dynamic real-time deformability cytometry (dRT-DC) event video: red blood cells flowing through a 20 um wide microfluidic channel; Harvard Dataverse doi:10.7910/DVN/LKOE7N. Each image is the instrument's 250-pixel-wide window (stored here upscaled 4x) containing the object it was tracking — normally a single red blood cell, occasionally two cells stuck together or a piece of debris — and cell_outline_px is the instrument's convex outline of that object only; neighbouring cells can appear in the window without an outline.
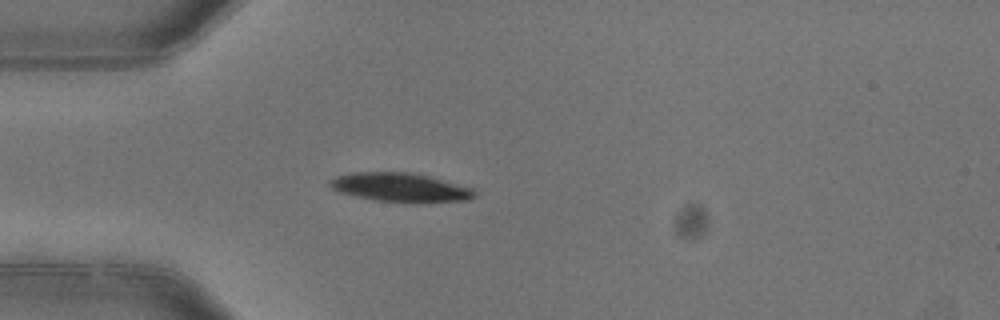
{"species": "common noctule bat (a hibernating species)", "species_latin": "Nyctalus noctula", "temperature_condition": "warm", "stored_images_in_passage": 1, "camera_frame_rate_fps": 3000, "um_per_image_px": 0.085, "animal": {"sex": "female"}, "frame": {"image": 1, "passage_image": 1, "time_ms": 0.0, "image_size_px": [1000, 320], "cell_outline_px": [[476, 196], [472, 200], [376, 200], [340, 192], [332, 188], [328, 184], [336, 176], [352, 172], [412, 172], [428, 176], [472, 188], [476, 192]], "centroid_in_image_um": [34.0, 15.88], "position_along_channel_um": 51.0, "area_um2": 23.24}}